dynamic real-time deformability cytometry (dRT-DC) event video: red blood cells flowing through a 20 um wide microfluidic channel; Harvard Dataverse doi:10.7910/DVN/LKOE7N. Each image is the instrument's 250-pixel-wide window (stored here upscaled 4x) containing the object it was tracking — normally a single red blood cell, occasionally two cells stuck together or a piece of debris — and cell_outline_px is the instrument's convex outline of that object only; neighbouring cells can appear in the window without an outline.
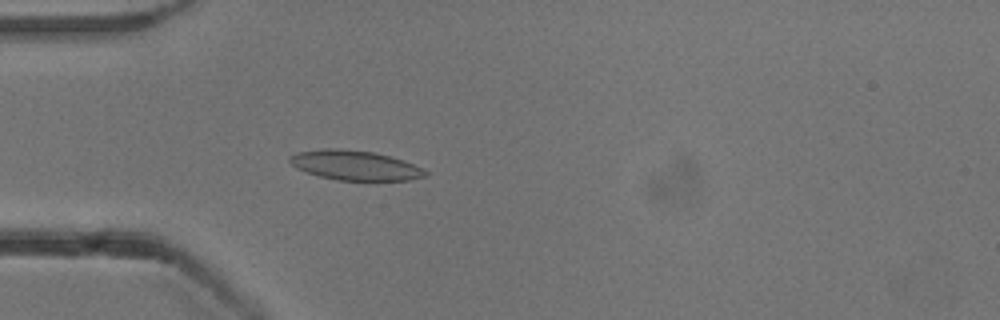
{"species": "common noctule bat (a hibernating species)", "species_latin": "Nyctalus noctula", "temperature_condition": "cold", "stored_images_in_passage": 43, "camera_frame_rate_fps": 3000, "um_per_image_px": 0.085, "animal": {"sex": "male", "body_mass_g": 13.3}, "frame": {"image": 1, "passage_image": 5, "time_ms": 1.333, "image_size_px": [1000, 320], "cell_outline_px": [[428, 176], [408, 180], [376, 184], [336, 180], [320, 176], [296, 168], [288, 160], [288, 156], [296, 152], [324, 148], [336, 148], [372, 152], [388, 156], [412, 164], [428, 172]], "centroid_in_image_um": [30.19, 14.11], "position_along_channel_um": 54.8, "area_um2": 24.22}}
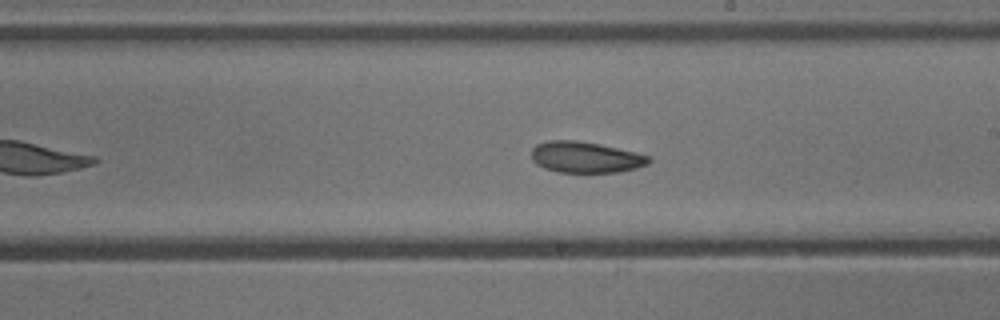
{"frame": {"image": 2, "passage_image": 20, "time_ms": 6.333, "image_size_px": [1000, 320], "cell_outline_px": [[652, 160], [648, 164], [636, 168], [620, 172], [560, 172], [544, 168], [536, 164], [532, 160], [532, 148], [536, 144], [548, 140], [576, 140], [600, 144], [636, 152], [652, 156]], "centroid_in_image_um": [49.79, 13.36], "position_along_channel_um": 239.2, "area_um2": 21.44}}
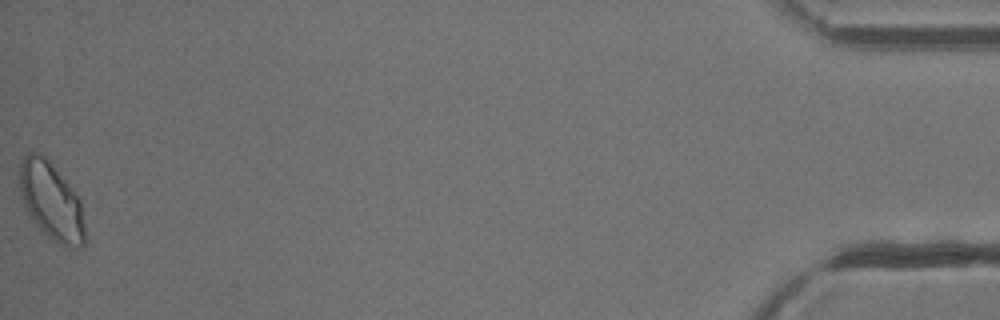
{"frame": {"image": 3, "passage_image": 43, "time_ms": 14.0, "image_size_px": [1000, 320], "cell_outline_px": [[84, 244], [80, 248], [76, 248], [60, 244], [48, 236], [36, 224], [24, 208], [20, 188], [20, 164], [24, 156], [28, 152], [36, 152], [44, 156], [48, 160], [80, 200], [84, 228]], "centroid_in_image_um": [4.34, 17.1], "position_along_channel_um": 430.9, "area_um2": 28.78}, "authors_computed_cell_mechanics": {"area_um2": 22.4264, "velocity_mm_per_s": 3.8272, "shape_relaxation_time_tau1_ms": 8.2752, "shape_relaxation_time_tau2_ms": 3.4708, "deformation_change_tau1": 0.1459, "deformation_change_tau2": 0.0779}}